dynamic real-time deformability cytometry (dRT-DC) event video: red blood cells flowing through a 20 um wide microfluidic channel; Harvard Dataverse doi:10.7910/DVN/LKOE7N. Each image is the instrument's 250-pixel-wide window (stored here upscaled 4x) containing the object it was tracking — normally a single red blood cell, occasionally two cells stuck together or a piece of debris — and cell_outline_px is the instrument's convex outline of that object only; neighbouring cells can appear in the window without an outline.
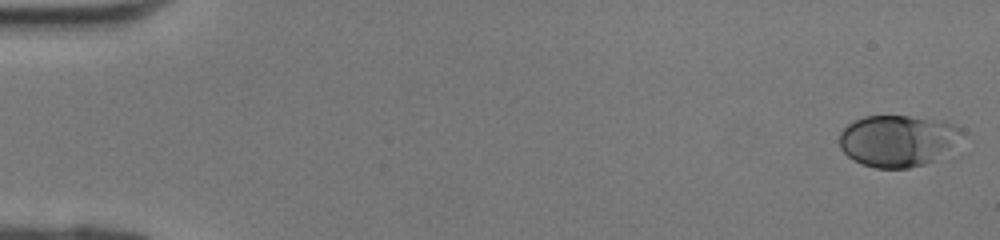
{"species": "human", "species_latin": "Homo sapiens", "temperature_condition": "room temperature", "stored_images_in_passage": 41, "camera_frame_rate_fps": 3000, "um_per_image_px": 0.085, "donor": {"sex": "female"}, "frame": {"image": 1, "passage_image": 1, "time_ms": 0.0, "image_size_px": [1000, 240], "cell_outline_px": [[960, 132], [932, 160], [924, 164], [908, 168], [876, 168], [864, 164], [848, 156], [840, 148], [840, 132], [852, 120], [864, 116], [908, 116], [956, 124], [960, 128]], "centroid_in_image_um": [76.14, 11.94], "position_along_channel_um": 8.9, "area_um2": 35.32}}
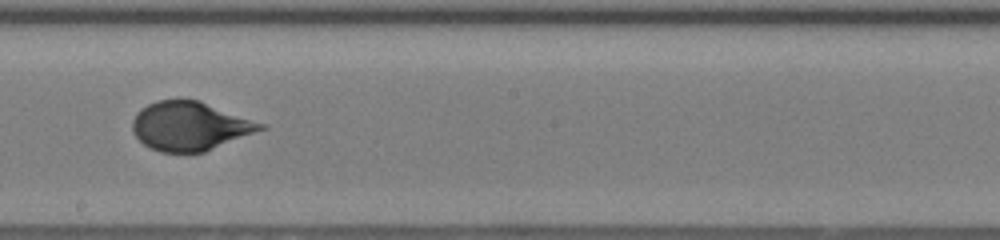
{"frame": {"image": 2, "passage_image": 24, "time_ms": 7.667, "image_size_px": [1000, 240], "cell_outline_px": [[268, 128], [204, 152], [160, 152], [144, 144], [132, 132], [132, 120], [136, 112], [140, 108], [156, 100], [200, 100], [264, 124]], "centroid_in_image_um": [16.13, 10.71], "position_along_channel_um": 232.1, "area_um2": 36.36}}
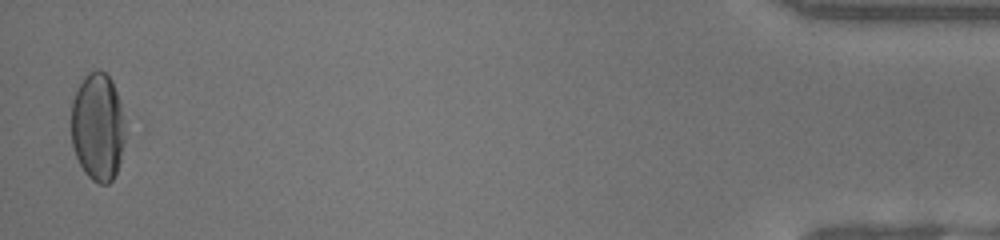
{"frame": {"image": 3, "passage_image": 41, "time_ms": 13.333, "image_size_px": [1000, 240], "cell_outline_px": [[124, 140], [120, 160], [116, 172], [112, 180], [108, 184], [100, 184], [92, 180], [84, 172], [76, 156], [72, 144], [72, 100], [84, 76], [88, 72], [96, 68], [104, 72], [112, 80], [120, 100], [124, 120]], "centroid_in_image_um": [8.31, 10.77], "position_along_channel_um": 426.9, "area_um2": 33.99}}